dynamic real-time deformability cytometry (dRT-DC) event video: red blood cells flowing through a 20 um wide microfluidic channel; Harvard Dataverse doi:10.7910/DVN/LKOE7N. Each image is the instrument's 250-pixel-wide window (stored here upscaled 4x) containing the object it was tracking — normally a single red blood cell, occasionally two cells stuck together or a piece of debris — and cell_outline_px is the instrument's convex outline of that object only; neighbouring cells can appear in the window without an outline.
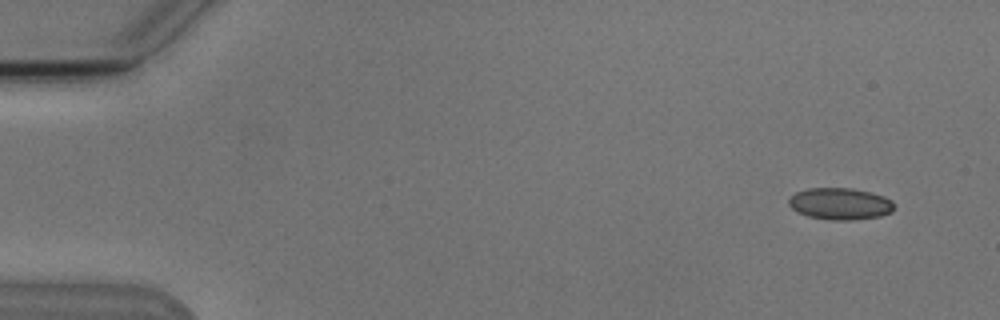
{"species": "Egyptian fruit bat (a non-hibernating species)", "species_latin": "Rousettus aegyptiacus", "temperature_condition": "cold", "stored_images_in_passage": 8, "camera_frame_rate_fps": 3000, "um_per_image_px": 0.085, "animal": {"sex": "male"}, "frame": {"image": 1, "passage_image": 1, "time_ms": 0.0, "image_size_px": [1000, 320], "cell_outline_px": [[892, 212], [880, 216], [852, 220], [832, 220], [808, 216], [796, 212], [788, 204], [788, 200], [796, 192], [808, 188], [852, 188], [884, 196], [892, 200]], "centroid_in_image_um": [71.38, 17.32], "position_along_channel_um": 13.6, "area_um2": 19.42}}
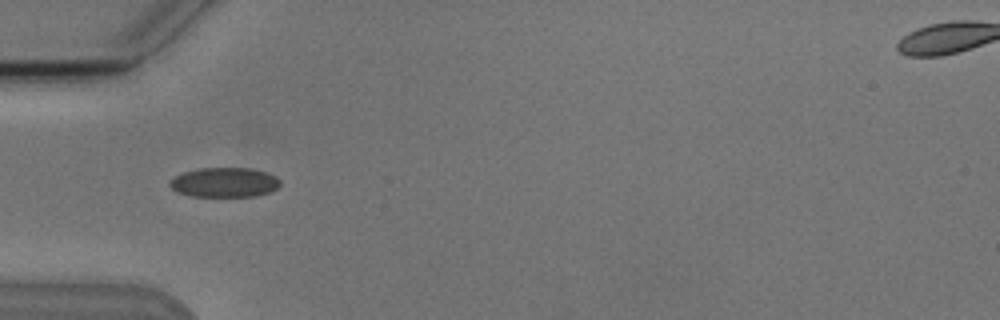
{"frame": {"image": 2, "passage_image": 5, "time_ms": 4.667, "image_size_px": [1000, 320], "cell_outline_px": [[280, 184], [272, 192], [256, 196], [192, 196], [176, 192], [168, 184], [168, 180], [184, 172], [200, 168], [252, 168], [276, 176], [280, 180]], "centroid_in_image_um": [19.07, 15.5], "position_along_channel_um": 65.9, "area_um2": 19.13}}
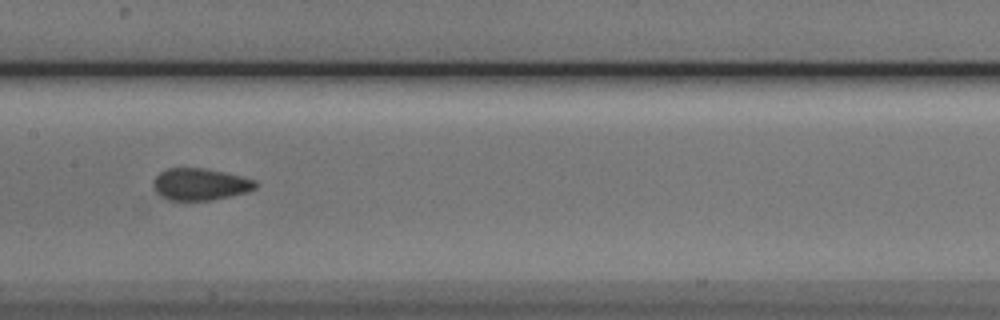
{"frame": {"image": 3, "passage_image": 8, "time_ms": 8.0, "image_size_px": [1000, 320], "cell_outline_px": [[256, 188], [248, 192], [232, 196], [212, 200], [168, 200], [160, 196], [156, 192], [152, 184], [152, 180], [160, 172], [168, 168], [200, 168], [224, 172], [256, 180]], "centroid_in_image_um": [16.99, 15.67], "position_along_channel_um": 190.4, "area_um2": 19.07}}